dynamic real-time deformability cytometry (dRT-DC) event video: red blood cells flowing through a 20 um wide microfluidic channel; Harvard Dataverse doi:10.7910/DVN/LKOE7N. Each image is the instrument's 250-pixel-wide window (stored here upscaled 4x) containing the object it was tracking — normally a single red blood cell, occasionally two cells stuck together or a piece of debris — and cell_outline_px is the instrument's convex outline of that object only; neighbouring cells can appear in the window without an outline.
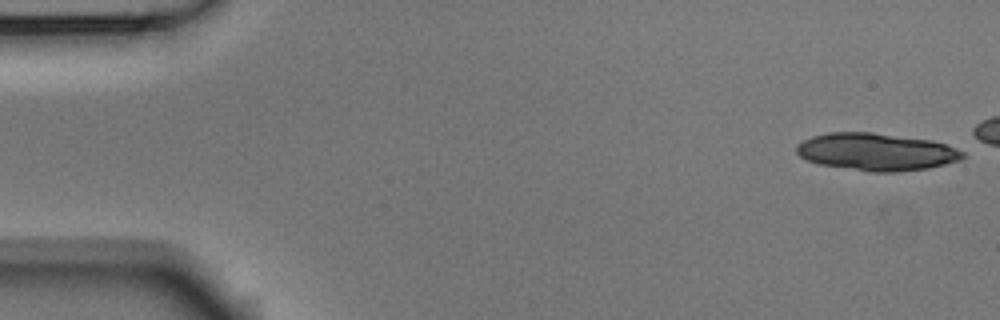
{"species": "Egyptian fruit bat (a non-hibernating species)", "species_latin": "Rousettus aegyptiacus", "temperature_condition": "room temperature", "stored_images_in_passage": 14, "camera_frame_rate_fps": 3000, "um_per_image_px": 0.085, "animal": {"sex": "male"}, "frame": {"image": 1, "passage_image": 1, "time_ms": 0.0, "image_size_px": [1000, 320], "cell_outline_px": [[964, 156], [960, 160], [928, 168], [892, 172], [872, 172], [820, 164], [808, 160], [800, 156], [796, 152], [796, 144], [812, 136], [828, 132], [872, 132], [932, 140], [956, 148], [964, 152]], "centroid_in_image_um": [74.47, 12.9], "position_along_channel_um": 10.5, "area_um2": 36.07}}